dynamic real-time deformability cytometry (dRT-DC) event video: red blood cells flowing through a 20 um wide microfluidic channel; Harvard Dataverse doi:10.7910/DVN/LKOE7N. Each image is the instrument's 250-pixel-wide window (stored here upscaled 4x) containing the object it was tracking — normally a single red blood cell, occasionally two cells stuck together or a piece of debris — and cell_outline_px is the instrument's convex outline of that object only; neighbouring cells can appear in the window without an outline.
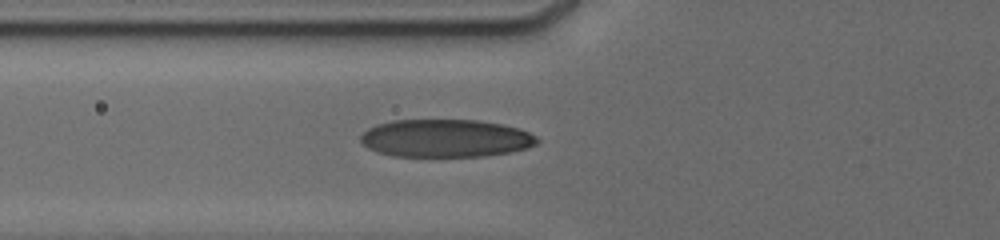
{"species": "human", "species_latin": "Homo sapiens", "temperature_condition": "cold", "stored_images_in_passage": 2, "camera_frame_rate_fps": 3000, "um_per_image_px": 0.085, "donor": {"sex": "male"}, "frame": {"image": 1, "passage_image": 2, "time_ms": 1.0, "image_size_px": [1000, 240], "cell_outline_px": [[540, 140], [536, 144], [528, 148], [512, 152], [484, 156], [392, 156], [368, 148], [360, 140], [360, 136], [368, 128], [376, 124], [392, 120], [480, 120], [520, 128], [536, 136]], "centroid_in_image_um": [37.9, 11.75], "position_along_channel_um": 87.9, "area_um2": 39.02}}